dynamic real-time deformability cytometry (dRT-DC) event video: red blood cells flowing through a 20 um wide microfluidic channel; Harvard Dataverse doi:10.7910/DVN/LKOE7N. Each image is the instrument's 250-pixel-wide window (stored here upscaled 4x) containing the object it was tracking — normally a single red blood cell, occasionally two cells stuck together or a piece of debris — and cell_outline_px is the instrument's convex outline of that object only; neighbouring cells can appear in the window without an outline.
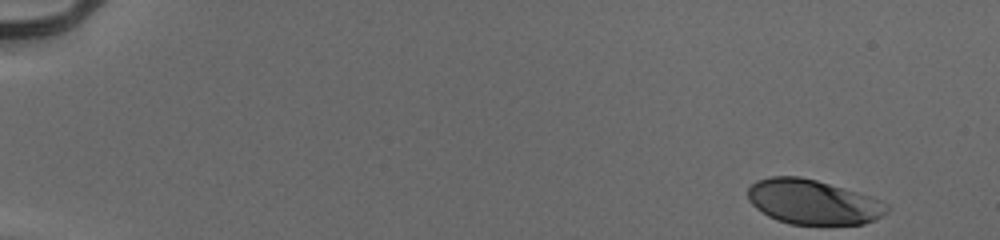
{"species": "human", "species_latin": "Homo sapiens", "temperature_condition": "cold", "stored_images_in_passage": 44, "camera_frame_rate_fps": 3000, "um_per_image_px": 0.085, "donor": {"sex": "male"}, "frame": {"image": 1, "passage_image": 1, "time_ms": 0.0, "image_size_px": [1000, 240], "cell_outline_px": [[888, 208], [876, 220], [864, 224], [788, 224], [776, 220], [768, 216], [756, 208], [748, 200], [748, 188], [756, 180], [772, 176], [800, 176], [816, 180], [868, 196], [888, 204]], "centroid_in_image_um": [69.04, 17.17], "position_along_channel_um": 16.0, "area_um2": 35.89}}
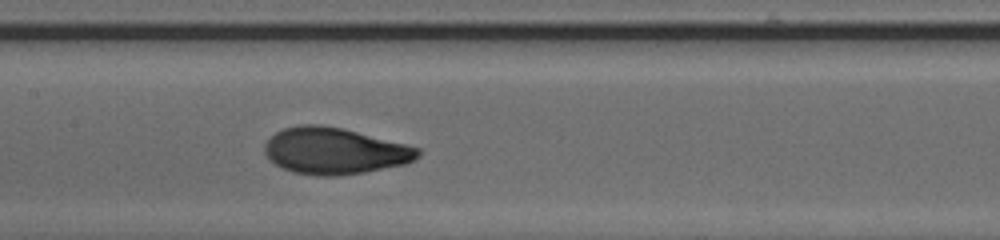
{"frame": {"image": 2, "passage_image": 26, "time_ms": 8.333, "image_size_px": [1000, 240], "cell_outline_px": [[420, 156], [404, 164], [364, 172], [336, 176], [316, 176], [292, 172], [276, 164], [264, 152], [264, 144], [276, 132], [284, 128], [304, 124], [320, 124], [344, 128], [420, 148]], "centroid_in_image_um": [28.44, 12.82], "position_along_channel_um": 179.0, "area_um2": 41.33}}
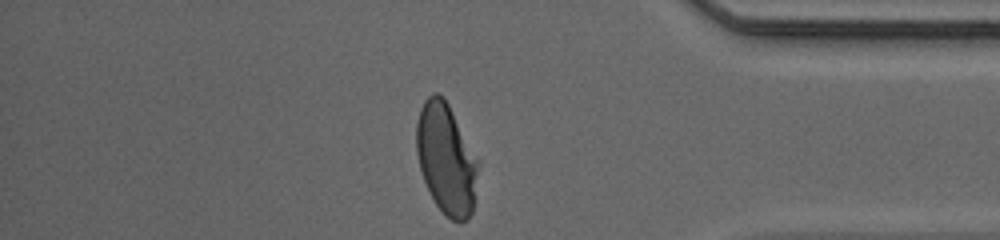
{"frame": {"image": 3, "passage_image": 44, "time_ms": 14.333, "image_size_px": [1000, 240], "cell_outline_px": [[480, 160], [472, 212], [464, 220], [452, 220], [436, 204], [424, 180], [420, 168], [416, 152], [416, 124], [420, 108], [424, 100], [432, 92], [436, 92], [444, 96]], "centroid_in_image_um": [37.93, 13.42], "position_along_channel_um": 397.3, "area_um2": 39.82}, "authors_computed_cell_mechanics": {"area_um2": 40.0554, "velocity_mm_per_s": 3.9397, "shape_relaxation_time_tau1_ms": 3.4208, "shape_relaxation_time_tau2_ms": null, "deformation_change_tau1": 0.1752, "deformation_change_tau2": null}}